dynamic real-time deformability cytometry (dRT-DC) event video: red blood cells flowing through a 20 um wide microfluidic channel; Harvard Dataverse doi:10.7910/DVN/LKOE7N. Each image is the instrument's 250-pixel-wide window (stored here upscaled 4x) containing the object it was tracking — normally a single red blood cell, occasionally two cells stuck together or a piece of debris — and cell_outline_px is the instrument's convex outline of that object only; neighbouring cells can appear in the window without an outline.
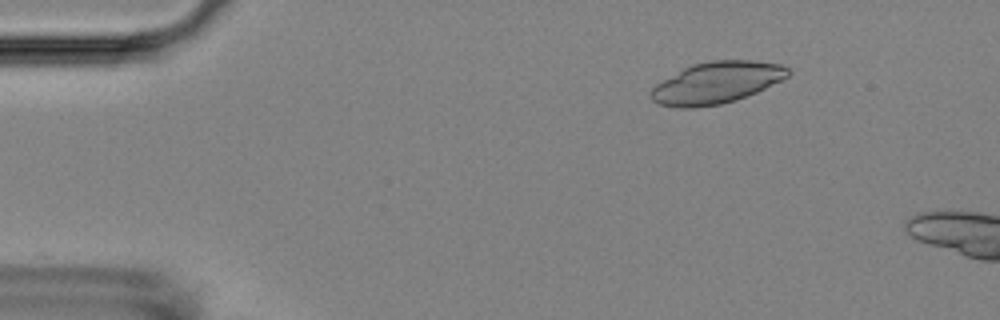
{"species": "Egyptian fruit bat (a non-hibernating species)", "species_latin": "Rousettus aegyptiacus", "temperature_condition": "room temperature", "stored_images_in_passage": 6, "camera_frame_rate_fps": 3000, "um_per_image_px": 0.085, "animal": {"sex": "female"}, "frame": {"image": 1, "passage_image": 2, "time_ms": 0.333, "image_size_px": [1000, 320], "cell_outline_px": [[792, 72], [788, 76], [756, 92], [736, 100], [720, 104], [692, 108], [680, 108], [660, 104], [652, 100], [648, 96], [648, 92], [656, 84], [684, 68], [692, 64], [708, 60], [752, 60], [780, 64], [788, 68]], "centroid_in_image_um": [60.88, 7.03], "position_along_channel_um": 24.1, "area_um2": 33.18}}